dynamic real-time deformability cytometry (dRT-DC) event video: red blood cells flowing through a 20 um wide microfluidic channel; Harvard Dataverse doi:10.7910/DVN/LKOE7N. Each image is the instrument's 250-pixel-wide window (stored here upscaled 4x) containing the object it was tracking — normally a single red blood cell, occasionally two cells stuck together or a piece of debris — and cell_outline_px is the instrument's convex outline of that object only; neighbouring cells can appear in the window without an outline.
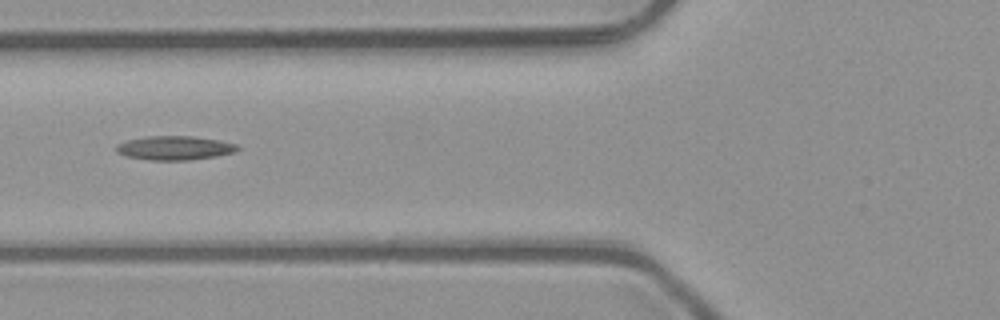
{"species": "common noctule bat (a hibernating species)", "species_latin": "Nyctalus noctula", "temperature_condition": "room temperature", "stored_images_in_passage": 6, "camera_frame_rate_fps": 3000, "um_per_image_px": 0.085, "animal": {"sex": "male", "body_mass_g": 23.1, "forearm_length_mm": 52.7}, "frame": {"image": 1, "passage_image": 6, "time_ms": 1.667, "image_size_px": [1000, 320], "cell_outline_px": [[240, 148], [236, 152], [216, 156], [188, 160], [148, 160], [128, 156], [116, 152], [116, 144], [128, 140], [148, 136], [192, 136], [216, 140], [236, 144]], "centroid_in_image_um": [14.84, 12.58], "position_along_channel_um": 111.0, "area_um2": 16.82}}